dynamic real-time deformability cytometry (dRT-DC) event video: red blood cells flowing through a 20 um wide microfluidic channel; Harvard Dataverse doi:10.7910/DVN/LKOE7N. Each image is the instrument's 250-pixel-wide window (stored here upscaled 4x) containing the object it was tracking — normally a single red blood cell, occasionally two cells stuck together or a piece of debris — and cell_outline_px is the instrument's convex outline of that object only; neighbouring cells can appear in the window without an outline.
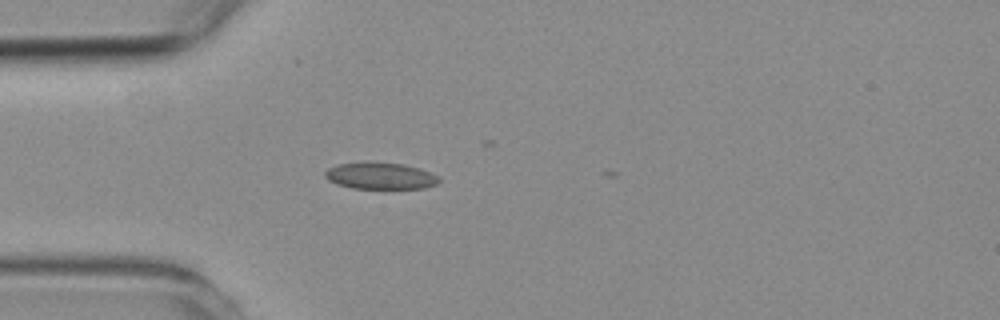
{"species": "common noctule bat (a hibernating species)", "species_latin": "Nyctalus noctula", "temperature_condition": "room temperature", "stored_images_in_passage": 5, "camera_frame_rate_fps": 3000, "um_per_image_px": 0.085, "animal": {"sex": "female", "body_mass_g": 19.3, "forearm_length_mm": 54.1}, "frame": {"image": 1, "passage_image": 2, "time_ms": 0.333, "image_size_px": [1000, 320], "cell_outline_px": [[440, 180], [436, 184], [424, 188], [352, 188], [336, 184], [328, 180], [324, 176], [324, 172], [328, 168], [336, 164], [364, 160], [372, 160], [404, 164], [420, 168], [436, 176]], "centroid_in_image_um": [32.25, 14.91], "position_along_channel_um": 52.8, "area_um2": 18.15}}